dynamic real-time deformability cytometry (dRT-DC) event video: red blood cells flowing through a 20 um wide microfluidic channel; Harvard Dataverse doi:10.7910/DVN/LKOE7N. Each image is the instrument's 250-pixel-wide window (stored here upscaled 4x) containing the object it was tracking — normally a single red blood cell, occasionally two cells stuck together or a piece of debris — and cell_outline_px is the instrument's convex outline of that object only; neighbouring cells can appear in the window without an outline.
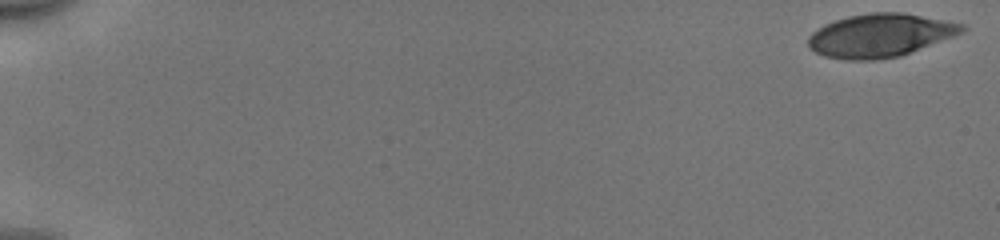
{"species": "human", "species_latin": "Homo sapiens", "temperature_condition": "cold", "stored_images_in_passage": 53, "camera_frame_rate_fps": 3000, "um_per_image_px": 0.085, "donor": {"sex": "male"}, "frame": {"image": 1, "passage_image": 1, "time_ms": 0.0, "image_size_px": [1000, 240], "cell_outline_px": [[968, 28], [952, 36], [900, 56], [876, 60], [848, 60], [824, 56], [808, 48], [808, 36], [812, 32], [824, 24], [848, 16], [872, 12], [900, 12], [944, 20], [964, 24]], "centroid_in_image_um": [74.76, 3.01], "position_along_channel_um": 10.2, "area_um2": 38.49}}
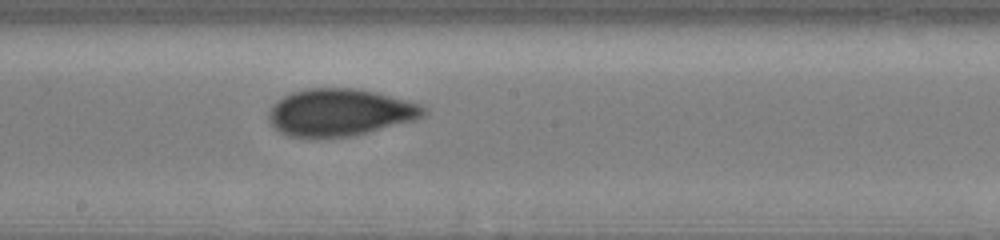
{"frame": {"image": 2, "passage_image": 31, "time_ms": 10.0, "image_size_px": [1000, 240], "cell_outline_px": [[428, 112], [424, 116], [412, 120], [348, 136], [320, 140], [316, 140], [288, 136], [280, 132], [268, 120], [268, 112], [272, 104], [276, 100], [292, 92], [308, 88], [356, 88], [376, 92], [424, 104], [428, 108]], "centroid_in_image_um": [28.85, 9.56], "position_along_channel_um": 219.3, "area_um2": 43.12}}
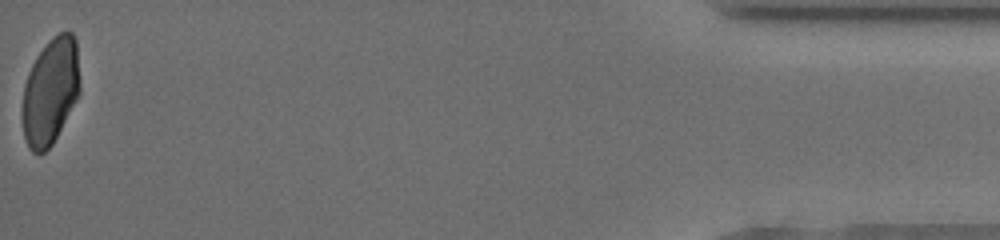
{"frame": {"image": 3, "passage_image": 53, "time_ms": 17.333, "image_size_px": [1000, 240], "cell_outline_px": [[80, 92], [76, 100], [52, 144], [44, 152], [32, 152], [28, 148], [24, 136], [20, 112], [24, 84], [28, 72], [36, 56], [48, 40], [52, 36], [60, 32], [72, 32], [76, 40], [80, 80]], "centroid_in_image_um": [4.26, 7.75], "position_along_channel_um": 430.9, "area_um2": 36.13}, "authors_computed_cell_mechanics": {"area_um2": 40.2288, "velocity_mm_per_s": 3.9747, "shape_relaxation_time_tau1_ms": 4.0558, "shape_relaxation_time_tau2_ms": 1.2302, "deformation_change_tau1": 0.1248, "deformation_change_tau2": 0.0622}}